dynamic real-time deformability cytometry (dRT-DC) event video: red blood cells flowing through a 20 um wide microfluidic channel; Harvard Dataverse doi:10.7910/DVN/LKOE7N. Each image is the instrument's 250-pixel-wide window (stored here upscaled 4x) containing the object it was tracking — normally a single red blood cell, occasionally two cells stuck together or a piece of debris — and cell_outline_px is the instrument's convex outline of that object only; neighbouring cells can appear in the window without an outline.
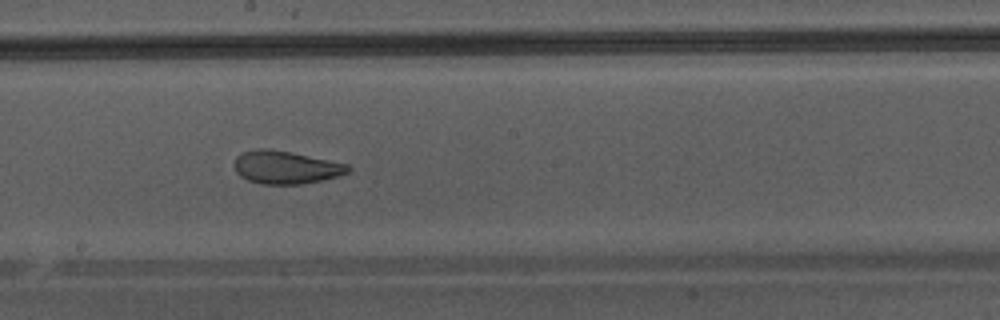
{"species": "Egyptian fruit bat (a non-hibernating species)", "species_latin": "Rousettus aegyptiacus", "temperature_condition": "warm", "stored_images_in_passage": 49, "camera_frame_rate_fps": 3000, "um_per_image_px": 0.085, "animal": {"sex": "male"}, "frame": {"image": 1, "passage_image": 28, "time_ms": 9.0, "image_size_px": [1000, 320], "cell_outline_px": [[352, 168], [348, 172], [324, 180], [300, 184], [260, 184], [248, 180], [240, 176], [236, 172], [236, 156], [244, 152], [260, 148], [264, 148], [288, 152], [348, 164]], "centroid_in_image_um": [24.29, 14.24], "position_along_channel_um": 223.9, "area_um2": 21.44}}